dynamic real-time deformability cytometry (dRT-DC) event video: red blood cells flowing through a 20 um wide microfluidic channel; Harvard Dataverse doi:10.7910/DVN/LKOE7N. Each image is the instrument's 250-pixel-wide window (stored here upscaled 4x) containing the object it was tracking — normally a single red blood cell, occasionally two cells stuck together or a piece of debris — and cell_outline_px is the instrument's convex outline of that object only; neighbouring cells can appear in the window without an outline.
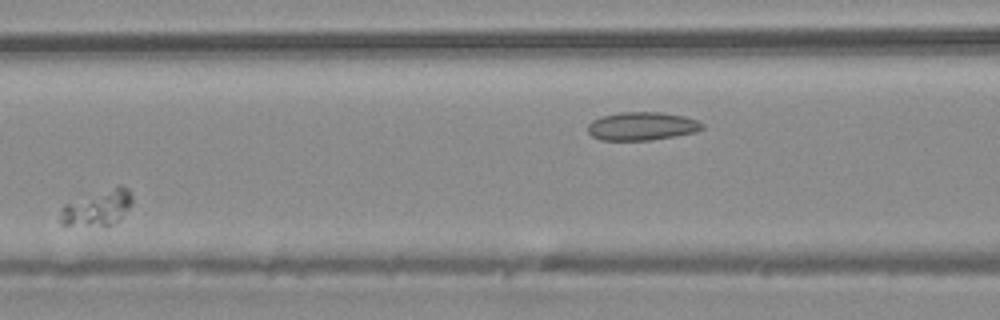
{"species": "common noctule bat (a hibernating species)", "species_latin": "Nyctalus noctula", "temperature_condition": "warm", "stored_images_in_passage": 5, "camera_frame_rate_fps": 3000, "um_per_image_px": 0.085, "animal": {"sex": "male", "body_mass_g": 20.4}, "frame": {"image": 1, "passage_image": 3, "time_ms": 0.667, "image_size_px": [1000, 320], "cell_outline_px": [[132, 204], [112, 224], [60, 224], [60, 220], [64, 204], [116, 184], [120, 184], [128, 188], [132, 192]], "centroid_in_image_um": [8.34, 17.58], "position_along_channel_um": 158.3, "area_um2": 14.51}}
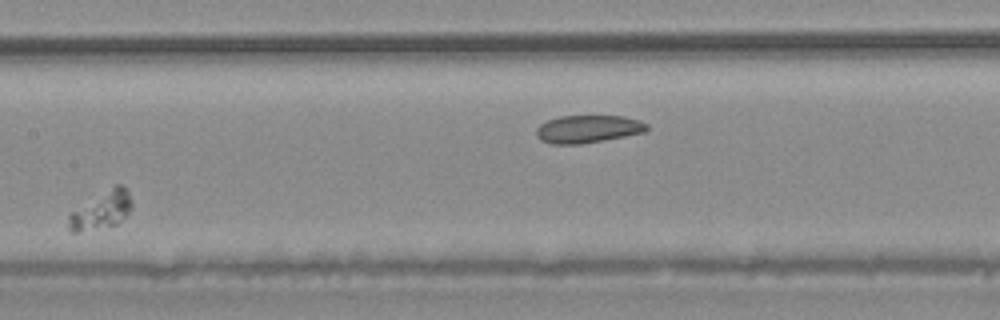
{"frame": {"image": 2, "passage_image": 4, "time_ms": 1.0, "image_size_px": [1000, 320], "cell_outline_px": [[132, 208], [116, 224], [76, 232], [68, 232], [68, 216], [72, 212], [116, 184], [120, 184], [128, 192], [132, 200]], "centroid_in_image_um": [8.62, 17.88], "position_along_channel_um": 198.8, "area_um2": 13.29}}